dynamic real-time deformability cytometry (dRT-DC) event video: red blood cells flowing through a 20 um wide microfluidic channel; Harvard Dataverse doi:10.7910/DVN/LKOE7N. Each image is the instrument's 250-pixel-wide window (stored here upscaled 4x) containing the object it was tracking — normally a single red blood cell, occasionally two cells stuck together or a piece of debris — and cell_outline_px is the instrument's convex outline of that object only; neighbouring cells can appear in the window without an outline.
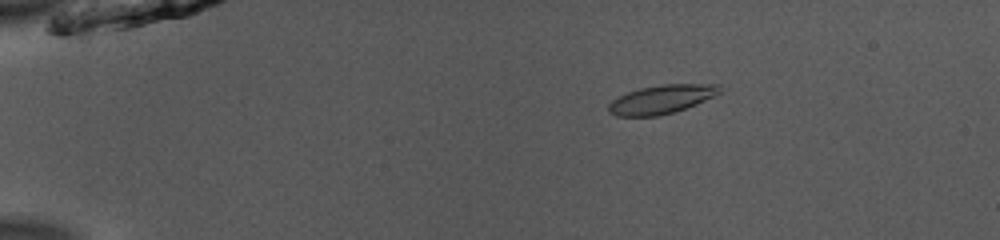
{"species": "common noctule bat (a hibernating species)", "species_latin": "Nyctalus noctula", "temperature_condition": "room temperature", "stored_images_in_passage": 53, "camera_frame_rate_fps": 3000, "um_per_image_px": 0.085, "animal": {"sex": "male", "body_mass_g": 13.0, "forearm_length_mm": 53.1}, "frame": {"image": 1, "passage_image": 11, "time_ms": 3.333, "image_size_px": [1000, 240], "cell_outline_px": [[720, 92], [696, 104], [672, 112], [656, 116], [616, 116], [608, 112], [608, 104], [612, 100], [628, 92], [640, 88], [664, 84], [720, 84]], "centroid_in_image_um": [56.19, 8.44], "position_along_channel_um": 28.8, "area_um2": 18.26}}
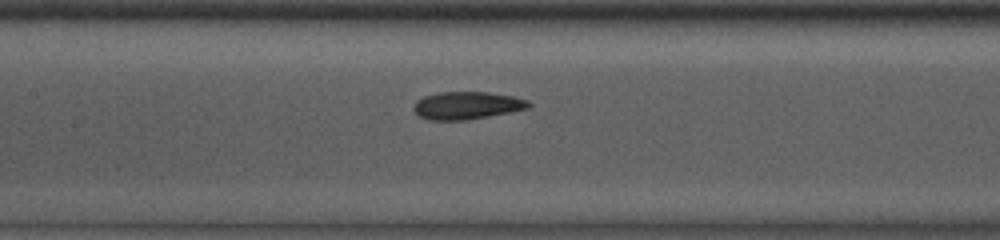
{"frame": {"image": 2, "passage_image": 27, "time_ms": 8.667, "image_size_px": [1000, 240], "cell_outline_px": [[532, 104], [528, 108], [488, 116], [464, 120], [428, 120], [420, 116], [412, 108], [416, 100], [424, 96], [440, 92], [488, 92], [512, 96], [528, 100]], "centroid_in_image_um": [39.66, 8.96], "position_along_channel_um": 167.7, "area_um2": 18.38}}
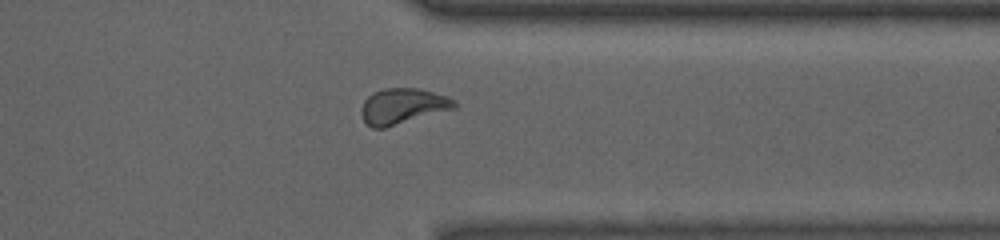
{"frame": {"image": 3, "passage_image": 43, "time_ms": 14.0, "image_size_px": [1000, 240], "cell_outline_px": [[456, 108], [384, 128], [372, 128], [364, 120], [360, 112], [364, 100], [372, 92], [384, 88], [416, 88], [448, 96], [456, 104]], "centroid_in_image_um": [34.2, 9.02], "position_along_channel_um": 377.2, "area_um2": 19.19}, "authors_computed_cell_mechanics": {"area_um2": 18.6694, "velocity_mm_per_s": 3.9482, "shape_relaxation_time_tau1_ms": 4.3375, "shape_relaxation_time_tau2_ms": 1.5713, "deformation_change_tau1": 0.1346, "deformation_change_tau2": 0.0617}}